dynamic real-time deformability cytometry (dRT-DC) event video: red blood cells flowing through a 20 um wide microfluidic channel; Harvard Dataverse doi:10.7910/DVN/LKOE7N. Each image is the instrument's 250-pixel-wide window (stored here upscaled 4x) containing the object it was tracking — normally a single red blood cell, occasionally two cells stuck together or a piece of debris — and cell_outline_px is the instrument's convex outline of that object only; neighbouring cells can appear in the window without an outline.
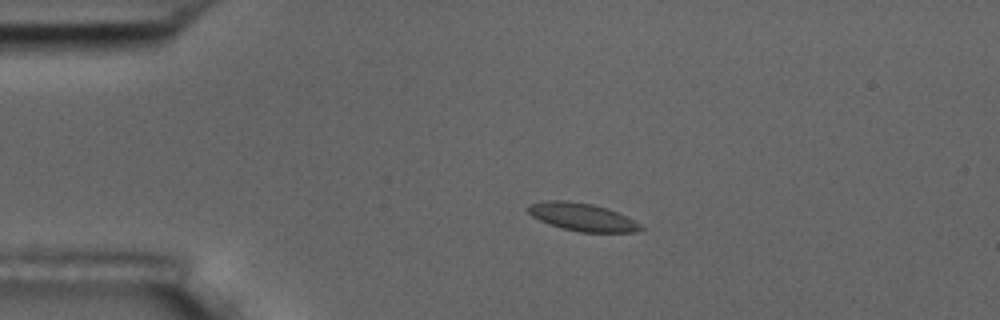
{"species": "common noctule bat (a hibernating species)", "species_latin": "Nyctalus noctula", "temperature_condition": "room temperature", "stored_images_in_passage": 54, "camera_frame_rate_fps": 3000, "um_per_image_px": 0.085, "animal": {"sex": "male", "body_mass_g": 17.5, "forearm_length_mm": 52.3}, "frame": {"image": 1, "passage_image": 11, "time_ms": 3.333, "image_size_px": [1000, 320], "cell_outline_px": [[644, 228], [636, 232], [580, 232], [564, 228], [540, 220], [532, 216], [524, 208], [528, 204], [544, 200], [568, 200], [592, 204], [616, 212], [640, 224]], "centroid_in_image_um": [49.42, 18.43], "position_along_channel_um": 35.6, "area_um2": 18.03}}
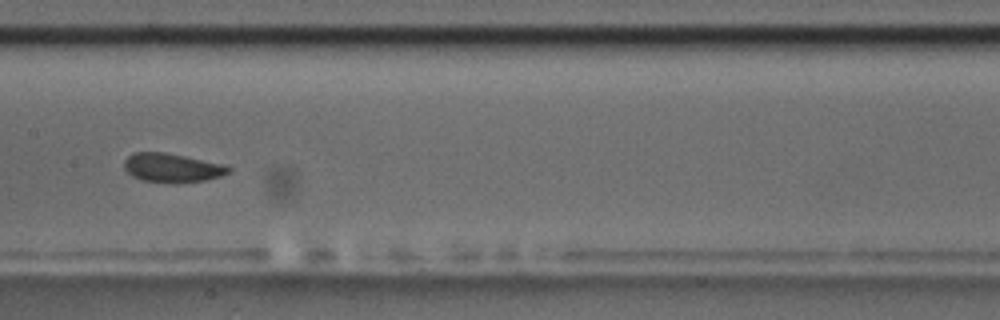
{"frame": {"image": 2, "passage_image": 27, "time_ms": 8.667, "image_size_px": [1000, 320], "cell_outline_px": [[232, 168], [228, 172], [220, 176], [204, 180], [176, 184], [172, 184], [140, 180], [132, 176], [124, 168], [124, 160], [132, 152], [164, 152], [228, 164]], "centroid_in_image_um": [14.63, 14.27], "position_along_channel_um": 192.8, "area_um2": 17.98}}
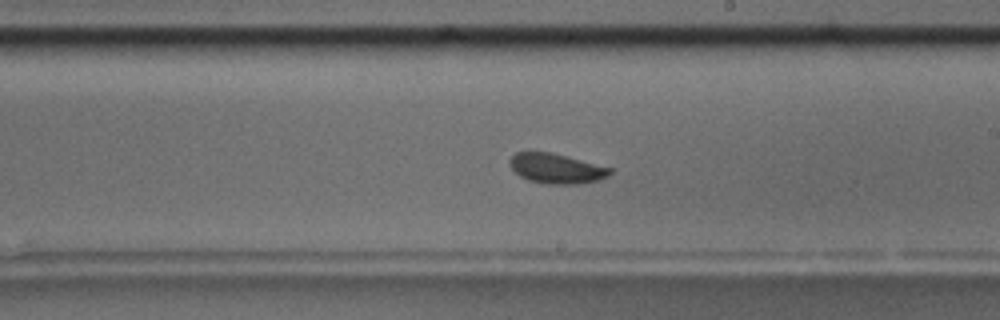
{"frame": {"image": 3, "passage_image": 31, "time_ms": 10.0, "image_size_px": [1000, 320], "cell_outline_px": [[612, 172], [608, 176], [600, 180], [580, 184], [548, 184], [528, 180], [520, 176], [508, 164], [508, 160], [516, 152], [552, 152], [568, 156], [612, 168]], "centroid_in_image_um": [47.3, 14.32], "position_along_channel_um": 241.7, "area_um2": 17.63}, "authors_computed_cell_mechanics": {"area_um2": 17.6868, "velocity_mm_per_s": 3.6866, "shape_relaxation_time_tau1_ms": 2.7661, "shape_relaxation_time_tau2_ms": 1.1738, "deformation_change_tau1": 0.0996, "deformation_change_tau2": 0.0502}}